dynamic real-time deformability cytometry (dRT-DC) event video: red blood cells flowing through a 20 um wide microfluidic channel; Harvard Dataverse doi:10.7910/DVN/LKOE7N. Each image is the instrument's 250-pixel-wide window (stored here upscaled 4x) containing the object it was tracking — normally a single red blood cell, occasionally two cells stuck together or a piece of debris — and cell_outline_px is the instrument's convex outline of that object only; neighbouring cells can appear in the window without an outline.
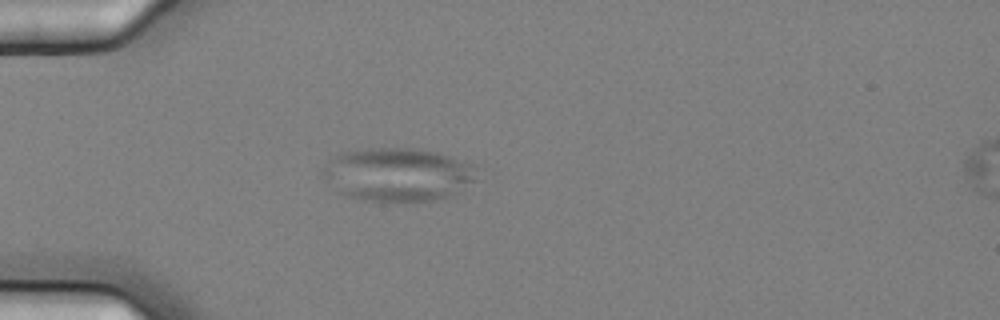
{"species": "common noctule bat (a hibernating species)", "species_latin": "Nyctalus noctula", "temperature_condition": "cold", "stored_images_in_passage": 6, "camera_frame_rate_fps": 3000, "um_per_image_px": 0.085, "animal": {"sex": "female", "body_mass_g": 25.1}, "frame": {"image": 1, "passage_image": 1, "time_ms": 0.0, "image_size_px": [1000, 320], "cell_outline_px": [[480, 164], [476, 180], [460, 192], [452, 196], [436, 200], [368, 200], [344, 196], [320, 176], [320, 172], [328, 160], [340, 152], [372, 148], [416, 148], [436, 152]], "centroid_in_image_um": [33.87, 14.81], "position_along_channel_um": 51.1, "area_um2": 48.67}}
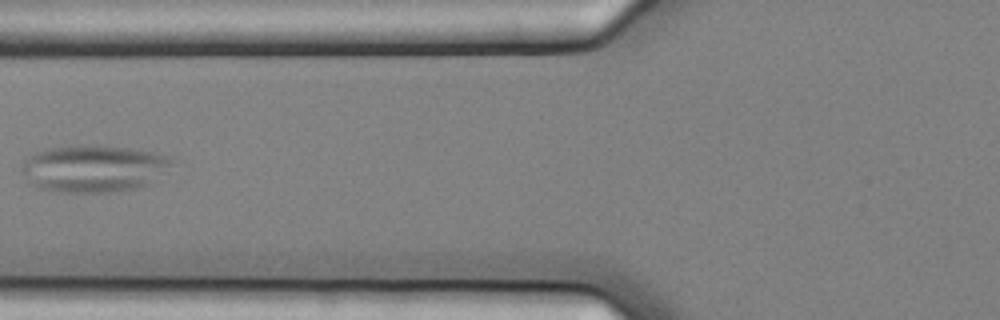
{"frame": {"image": 2, "passage_image": 3, "time_ms": 0.667, "image_size_px": [1000, 320], "cell_outline_px": [[176, 156], [164, 172], [148, 184], [136, 188], [108, 192], [56, 192], [40, 188], [28, 184], [20, 172], [20, 164], [28, 156], [36, 152], [48, 148], [128, 148]], "centroid_in_image_um": [7.91, 14.37], "position_along_channel_um": 117.9, "area_um2": 40.46}}